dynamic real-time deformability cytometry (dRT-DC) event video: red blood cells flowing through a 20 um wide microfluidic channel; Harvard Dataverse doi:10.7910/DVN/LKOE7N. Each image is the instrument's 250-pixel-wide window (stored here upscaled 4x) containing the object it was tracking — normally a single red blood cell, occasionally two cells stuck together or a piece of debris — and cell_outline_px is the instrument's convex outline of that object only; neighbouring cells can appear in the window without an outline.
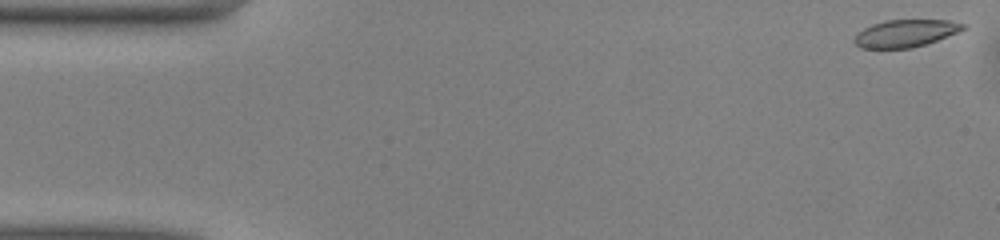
{"species": "common noctule bat (a hibernating species)", "species_latin": "Nyctalus noctula", "temperature_condition": "warm", "stored_images_in_passage": 41, "camera_frame_rate_fps": 3000, "um_per_image_px": 0.085, "animal": {"sex": "male", "body_mass_g": 13.0, "forearm_length_mm": 53.1}, "frame": {"image": 1, "passage_image": 1, "time_ms": 0.0, "image_size_px": [1000, 240], "cell_outline_px": [[968, 28], [936, 40], [912, 48], [860, 48], [852, 40], [864, 28], [872, 24], [884, 20], [948, 20], [968, 24]], "centroid_in_image_um": [76.99, 2.82], "position_along_channel_um": 8.0, "area_um2": 17.28}}
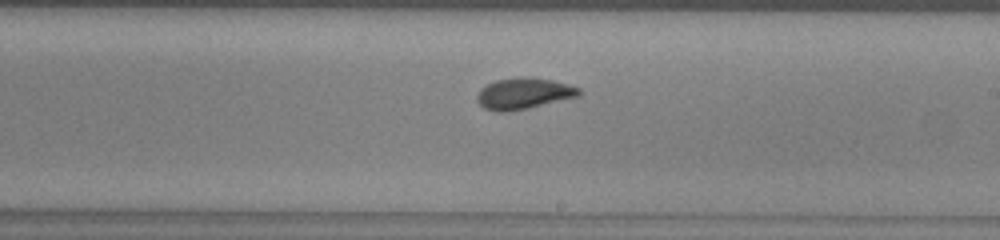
{"frame": {"image": 2, "passage_image": 28, "time_ms": 9.0, "image_size_px": [1000, 240], "cell_outline_px": [[580, 96], [528, 108], [508, 112], [496, 112], [484, 108], [476, 100], [476, 96], [480, 88], [496, 80], [524, 76], [532, 76], [552, 80], [568, 84], [580, 88]], "centroid_in_image_um": [44.5, 7.94], "position_along_channel_um": 244.5, "area_um2": 18.73}}
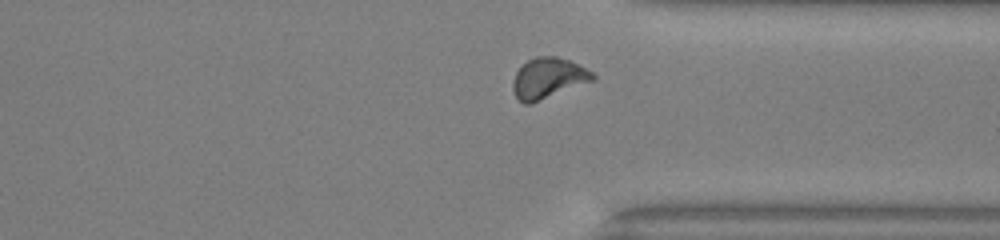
{"frame": {"image": 3, "passage_image": 37, "time_ms": 12.0, "image_size_px": [1000, 240], "cell_outline_px": [[596, 76], [592, 80], [532, 104], [524, 104], [516, 96], [512, 88], [512, 84], [516, 72], [528, 60], [536, 56], [556, 56], [568, 60], [592, 72]], "centroid_in_image_um": [46.56, 6.65], "position_along_channel_um": 364.8, "area_um2": 18.55}, "authors_computed_cell_mechanics": {"area_um2": 18.0336, "velocity_mm_per_s": 4.0447, "shape_relaxation_time_tau1_ms": 5.1332, "shape_relaxation_time_tau2_ms": 0.9949, "deformation_change_tau1": 0.1223, "deformation_change_tau2": 0.0606}}